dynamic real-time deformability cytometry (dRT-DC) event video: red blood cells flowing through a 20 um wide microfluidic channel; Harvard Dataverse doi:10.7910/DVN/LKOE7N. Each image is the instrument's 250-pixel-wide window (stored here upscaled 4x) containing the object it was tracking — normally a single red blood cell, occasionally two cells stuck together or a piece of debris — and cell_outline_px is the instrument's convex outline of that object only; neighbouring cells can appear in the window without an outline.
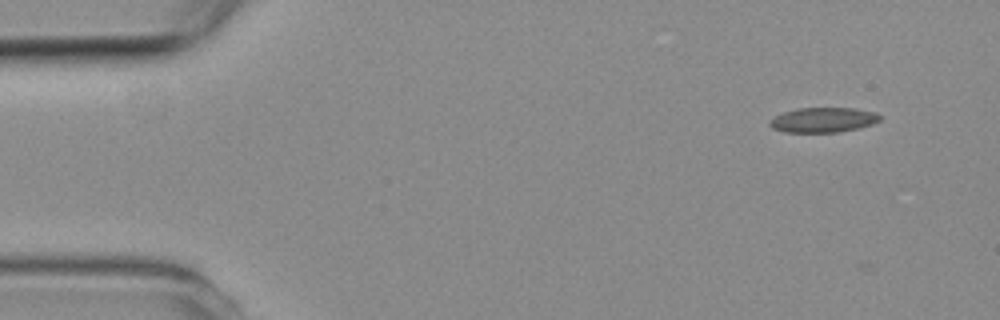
{"species": "common noctule bat (a hibernating species)", "species_latin": "Nyctalus noctula", "temperature_condition": "room temperature", "stored_images_in_passage": 3, "camera_frame_rate_fps": 3000, "um_per_image_px": 0.085, "animal": {"sex": "female", "body_mass_g": 19.3, "forearm_length_mm": 54.1}, "frame": {"image": 1, "passage_image": 1, "time_ms": 0.0, "image_size_px": [1000, 320], "cell_outline_px": [[880, 120], [872, 124], [860, 128], [840, 132], [784, 132], [772, 128], [768, 124], [768, 120], [784, 112], [796, 108], [856, 108], [876, 112], [880, 116]], "centroid_in_image_um": [69.97, 10.19], "position_along_channel_um": 15.0, "area_um2": 16.13}}
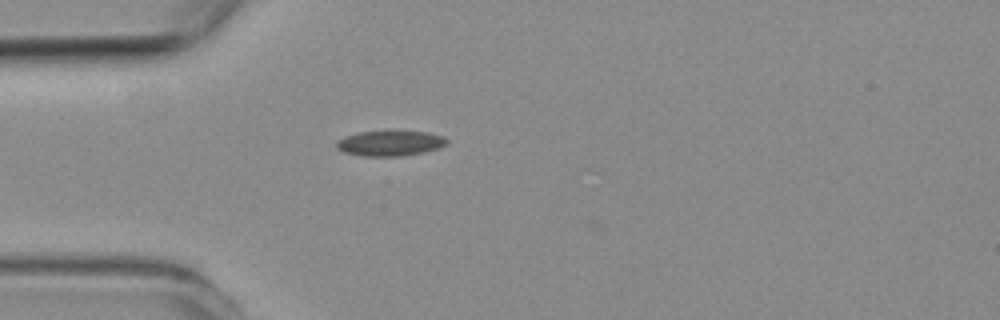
{"frame": {"image": 2, "passage_image": 3, "time_ms": 3.333, "image_size_px": [1000, 320], "cell_outline_px": [[448, 144], [440, 148], [424, 152], [400, 156], [360, 156], [344, 152], [336, 148], [336, 140], [360, 132], [428, 132], [444, 136], [448, 140]], "centroid_in_image_um": [33.18, 12.19], "position_along_channel_um": 51.8, "area_um2": 16.13}}